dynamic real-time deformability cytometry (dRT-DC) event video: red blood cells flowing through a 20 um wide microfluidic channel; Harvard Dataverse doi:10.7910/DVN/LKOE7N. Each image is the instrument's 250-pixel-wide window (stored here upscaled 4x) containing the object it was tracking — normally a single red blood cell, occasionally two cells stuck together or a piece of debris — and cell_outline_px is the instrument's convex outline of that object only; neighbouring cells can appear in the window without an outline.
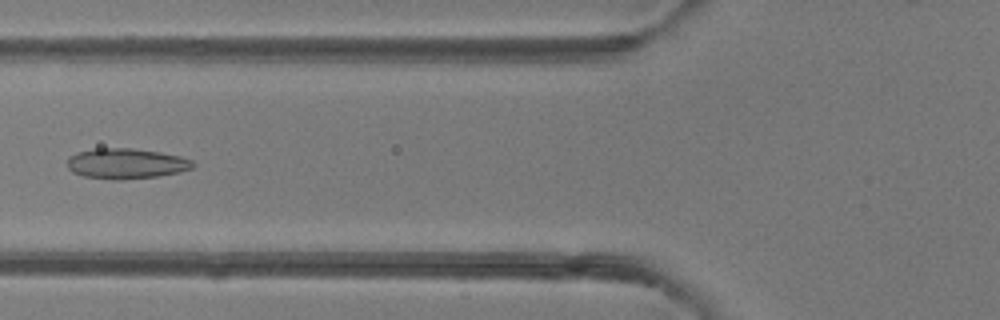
{"species": "common noctule bat (a hibernating species)", "species_latin": "Nyctalus noctula", "temperature_condition": "room temperature", "stored_images_in_passage": 7, "camera_frame_rate_fps": 3000, "um_per_image_px": 0.085, "animal": {"sex": "female"}, "frame": {"image": 1, "passage_image": 5, "time_ms": 5.667, "image_size_px": [1000, 320], "cell_outline_px": [[196, 164], [192, 168], [180, 172], [160, 176], [120, 180], [112, 180], [84, 176], [72, 172], [68, 168], [68, 156], [76, 152], [96, 148], [132, 148], [160, 152], [180, 156], [192, 160]], "centroid_in_image_um": [10.72, 13.9], "position_along_channel_um": 115.1, "area_um2": 22.48}}
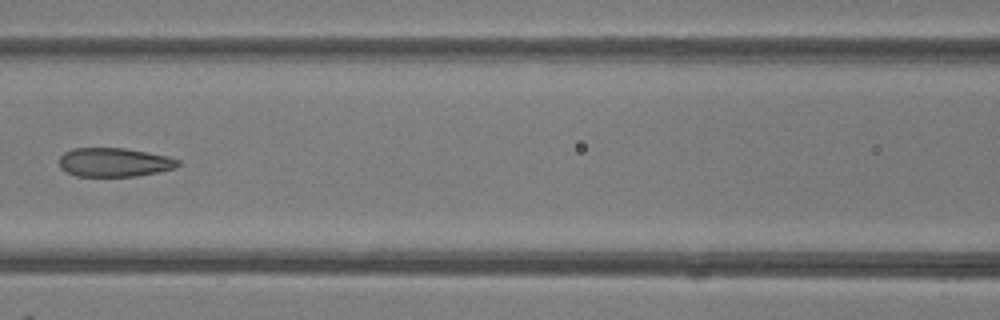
{"frame": {"image": 2, "passage_image": 6, "time_ms": 6.667, "image_size_px": [1000, 320], "cell_outline_px": [[180, 164], [176, 168], [136, 176], [76, 176], [60, 168], [60, 156], [64, 152], [72, 148], [124, 148], [168, 156], [180, 160]], "centroid_in_image_um": [9.71, 13.79], "position_along_channel_um": 156.9, "area_um2": 19.94}}
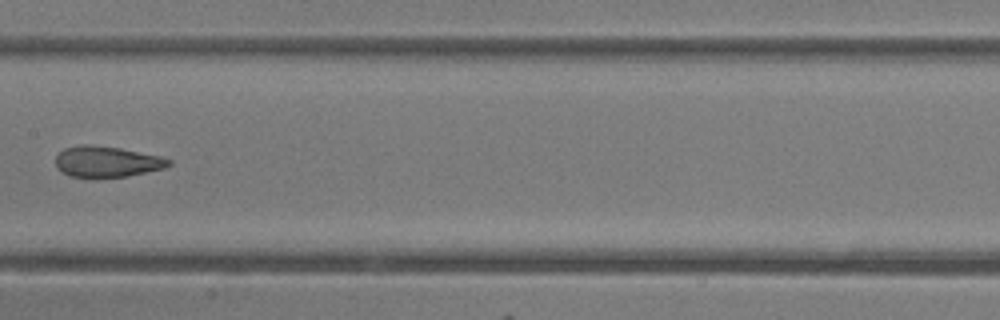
{"frame": {"image": 3, "passage_image": 7, "time_ms": 7.667, "image_size_px": [1000, 320], "cell_outline_px": [[172, 164], [164, 168], [128, 176], [92, 180], [68, 176], [60, 172], [56, 168], [56, 156], [64, 148], [80, 144], [88, 144], [120, 148], [160, 156], [172, 160]], "centroid_in_image_um": [9.03, 13.78], "position_along_channel_um": 198.4, "area_um2": 21.1}}